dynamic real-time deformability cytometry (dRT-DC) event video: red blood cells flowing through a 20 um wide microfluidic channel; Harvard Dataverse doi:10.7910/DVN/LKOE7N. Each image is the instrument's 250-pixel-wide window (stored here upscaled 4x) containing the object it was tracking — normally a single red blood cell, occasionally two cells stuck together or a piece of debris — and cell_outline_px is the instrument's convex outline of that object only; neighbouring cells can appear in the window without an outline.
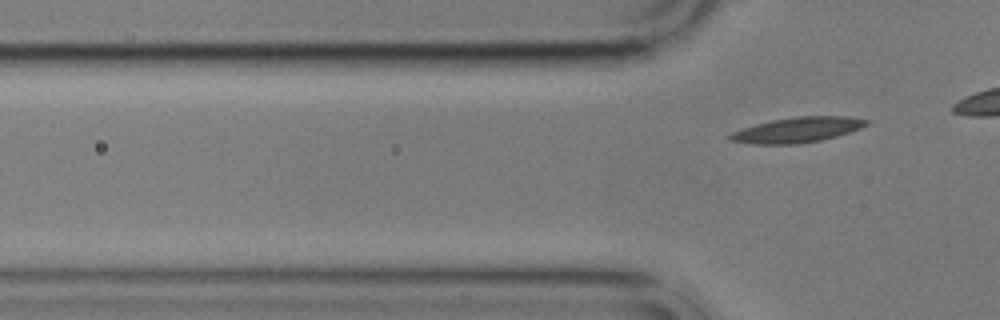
{"species": "common noctule bat (a hibernating species)", "species_latin": "Nyctalus noctula", "temperature_condition": "cold", "stored_images_in_passage": 3, "camera_frame_rate_fps": 3000, "um_per_image_px": 0.085, "animal": {"sex": "male", "body_mass_g": 17.9}, "frame": {"image": 1, "passage_image": 3, "time_ms": 2.667, "image_size_px": [1000, 320], "cell_outline_px": [[868, 124], [860, 128], [836, 136], [820, 140], [796, 144], [752, 144], [728, 140], [728, 136], [732, 132], [756, 124], [772, 120], [796, 116], [848, 116], [868, 120]], "centroid_in_image_um": [67.75, 11.04], "position_along_channel_um": 58.0, "area_um2": 19.88}}